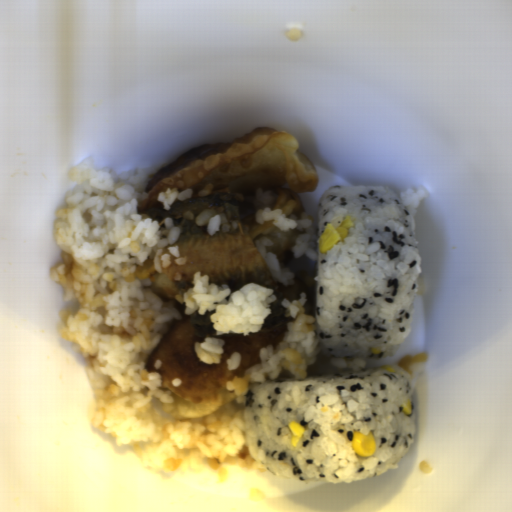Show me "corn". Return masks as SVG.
Returning <instances> with one entry per match:
<instances>
[{
    "label": "corn",
    "instance_id": "f1292c28",
    "mask_svg": "<svg viewBox=\"0 0 512 512\" xmlns=\"http://www.w3.org/2000/svg\"><path fill=\"white\" fill-rule=\"evenodd\" d=\"M351 446L360 457H372L377 448L373 433L363 434L358 430L353 432Z\"/></svg>",
    "mask_w": 512,
    "mask_h": 512
},
{
    "label": "corn",
    "instance_id": "2b8c4276",
    "mask_svg": "<svg viewBox=\"0 0 512 512\" xmlns=\"http://www.w3.org/2000/svg\"><path fill=\"white\" fill-rule=\"evenodd\" d=\"M382 367H383V369H385V370H387V371L391 372L392 374H393V373H394V371H395V370H394V368L391 366V364H388V363H384Z\"/></svg>",
    "mask_w": 512,
    "mask_h": 512
},
{
    "label": "corn",
    "instance_id": "5cfa1b94",
    "mask_svg": "<svg viewBox=\"0 0 512 512\" xmlns=\"http://www.w3.org/2000/svg\"><path fill=\"white\" fill-rule=\"evenodd\" d=\"M288 428L292 434L291 444L296 447L299 439L305 434L304 428L298 422L288 423Z\"/></svg>",
    "mask_w": 512,
    "mask_h": 512
},
{
    "label": "corn",
    "instance_id": "51d56268",
    "mask_svg": "<svg viewBox=\"0 0 512 512\" xmlns=\"http://www.w3.org/2000/svg\"><path fill=\"white\" fill-rule=\"evenodd\" d=\"M353 226L352 220L346 216L339 226L333 227L332 224L325 225L318 241V252H326L333 249L338 243L346 239L349 231Z\"/></svg>",
    "mask_w": 512,
    "mask_h": 512
},
{
    "label": "corn",
    "instance_id": "79e197a2",
    "mask_svg": "<svg viewBox=\"0 0 512 512\" xmlns=\"http://www.w3.org/2000/svg\"><path fill=\"white\" fill-rule=\"evenodd\" d=\"M370 350H371V352H372V353H375V354H381V349H379V348L371 347V349H370Z\"/></svg>",
    "mask_w": 512,
    "mask_h": 512
},
{
    "label": "corn",
    "instance_id": "cfcad685",
    "mask_svg": "<svg viewBox=\"0 0 512 512\" xmlns=\"http://www.w3.org/2000/svg\"><path fill=\"white\" fill-rule=\"evenodd\" d=\"M403 412L405 415H410L412 414V411H413V408H412V404L410 402V400H407L406 402H404L401 406Z\"/></svg>",
    "mask_w": 512,
    "mask_h": 512
}]
</instances>
